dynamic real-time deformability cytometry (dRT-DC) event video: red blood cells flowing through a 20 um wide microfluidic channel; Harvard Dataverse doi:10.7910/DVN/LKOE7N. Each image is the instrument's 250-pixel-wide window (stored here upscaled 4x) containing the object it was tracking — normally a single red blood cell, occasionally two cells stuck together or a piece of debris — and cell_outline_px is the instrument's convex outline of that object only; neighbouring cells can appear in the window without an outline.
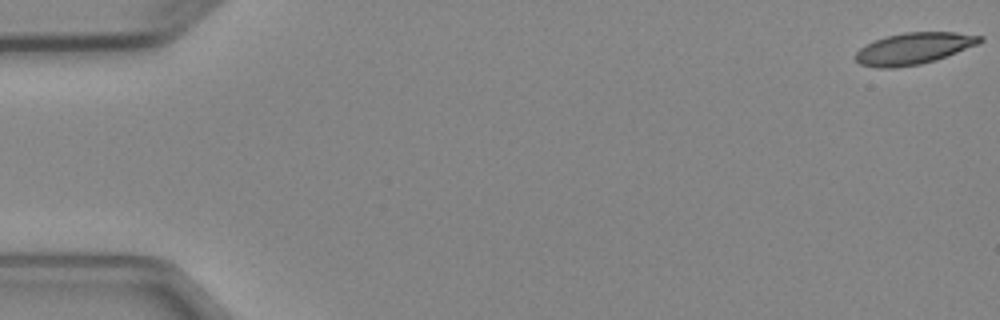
{"species": "Egyptian fruit bat (a non-hibernating species)", "species_latin": "Rousettus aegyptiacus", "temperature_condition": "cold", "stored_images_in_passage": 5, "camera_frame_rate_fps": 3000, "um_per_image_px": 0.085, "animal": {"sex": "female"}, "frame": {"image": 1, "passage_image": 1, "time_ms": 0.0, "image_size_px": [1000, 320], "cell_outline_px": [[984, 40], [976, 44], [936, 60], [920, 64], [896, 68], [876, 68], [860, 64], [852, 56], [860, 48], [876, 40], [888, 36], [904, 32], [956, 32], [984, 36]], "centroid_in_image_um": [77.64, 4.13], "position_along_channel_um": 7.4, "area_um2": 22.77}}
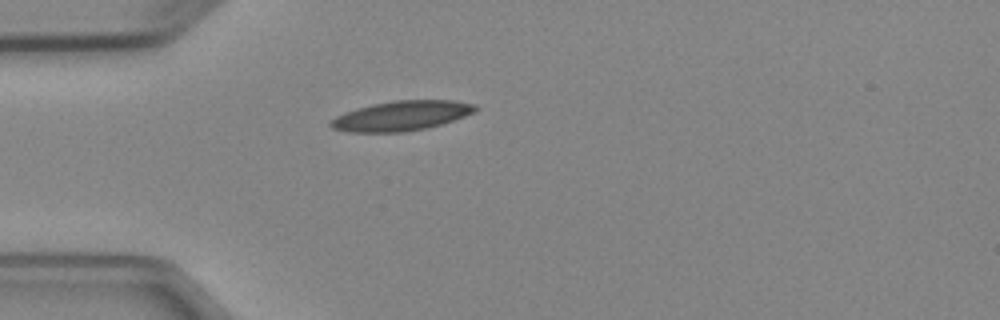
{"frame": {"image": 2, "passage_image": 5, "time_ms": 4.667, "image_size_px": [1000, 320], "cell_outline_px": [[480, 108], [476, 112], [440, 124], [424, 128], [404, 132], [352, 132], [332, 128], [328, 124], [328, 120], [344, 112], [356, 108], [372, 104], [396, 100], [456, 100], [476, 104]], "centroid_in_image_um": [34.12, 9.83], "position_along_channel_um": 50.9, "area_um2": 25.2}}